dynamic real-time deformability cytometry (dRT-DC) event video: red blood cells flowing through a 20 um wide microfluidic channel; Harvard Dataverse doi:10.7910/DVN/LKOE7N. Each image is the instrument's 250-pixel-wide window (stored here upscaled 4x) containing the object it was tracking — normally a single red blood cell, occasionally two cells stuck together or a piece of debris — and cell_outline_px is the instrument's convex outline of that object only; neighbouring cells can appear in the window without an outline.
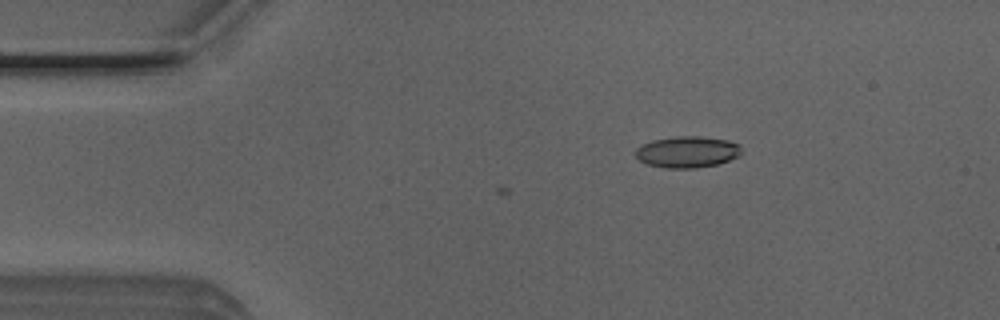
{"species": "Egyptian fruit bat (a non-hibernating species)", "species_latin": "Rousettus aegyptiacus", "temperature_condition": "room temperature", "stored_images_in_passage": 4, "camera_frame_rate_fps": 3000, "um_per_image_px": 0.085, "animal": {"sex": "male"}, "frame": {"image": 1, "passage_image": 1, "time_ms": 0.0, "image_size_px": [1000, 320], "cell_outline_px": [[740, 156], [716, 164], [696, 168], [664, 168], [648, 164], [640, 160], [636, 156], [636, 148], [652, 140], [676, 136], [700, 136], [728, 140], [740, 144]], "centroid_in_image_um": [58.43, 12.91], "position_along_channel_um": 26.6, "area_um2": 19.31}}